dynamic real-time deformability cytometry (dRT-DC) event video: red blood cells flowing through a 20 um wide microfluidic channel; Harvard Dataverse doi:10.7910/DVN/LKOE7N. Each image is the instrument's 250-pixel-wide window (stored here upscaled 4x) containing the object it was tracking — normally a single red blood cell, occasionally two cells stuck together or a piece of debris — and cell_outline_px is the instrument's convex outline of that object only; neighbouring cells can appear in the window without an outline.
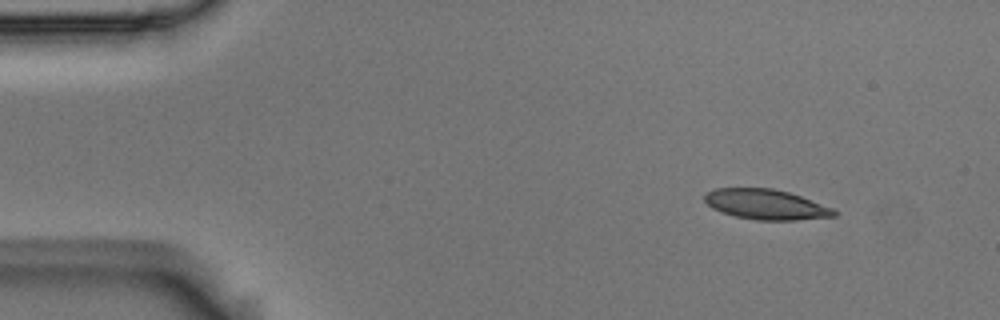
{"species": "Egyptian fruit bat (a non-hibernating species)", "species_latin": "Rousettus aegyptiacus", "temperature_condition": "room temperature", "stored_images_in_passage": 48, "camera_frame_rate_fps": 3000, "um_per_image_px": 0.085, "animal": {"sex": "male"}, "frame": {"image": 1, "passage_image": 1, "time_ms": 0.0, "image_size_px": [1000, 320], "cell_outline_px": [[836, 216], [796, 220], [756, 220], [736, 216], [712, 208], [704, 200], [704, 192], [716, 188], [772, 188], [788, 192], [800, 196], [832, 208], [836, 212]], "centroid_in_image_um": [65.07, 17.37], "position_along_channel_um": 19.9, "area_um2": 22.54}}
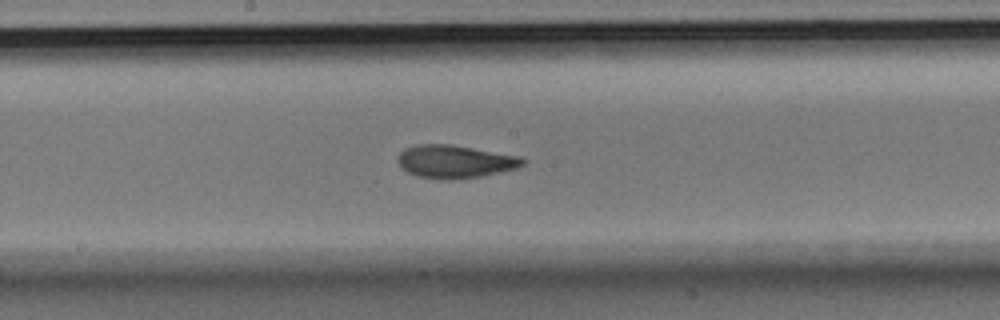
{"frame": {"image": 2, "passage_image": 23, "time_ms": 7.333, "image_size_px": [1000, 320], "cell_outline_px": [[528, 160], [524, 164], [516, 168], [500, 172], [480, 176], [448, 180], [444, 180], [416, 176], [400, 168], [396, 160], [400, 152], [404, 148], [416, 144], [452, 144], [520, 156]], "centroid_in_image_um": [38.64, 13.72], "position_along_channel_um": 209.6, "area_um2": 24.28}}
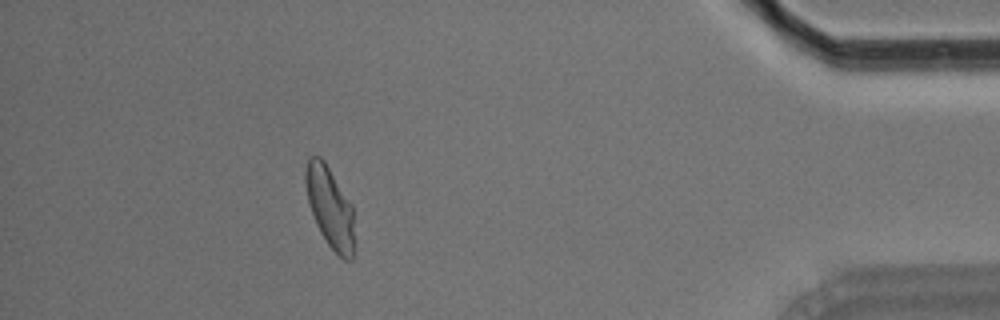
{"frame": {"image": 3, "passage_image": 43, "time_ms": 14.0, "image_size_px": [1000, 320], "cell_outline_px": [[356, 248], [352, 260], [344, 260], [328, 244], [320, 232], [316, 224], [308, 200], [304, 180], [304, 172], [308, 156], [320, 156], [324, 160], [352, 204], [356, 244]], "centroid_in_image_um": [28.08, 17.64], "position_along_channel_um": 407.1, "area_um2": 23.47}, "authors_computed_cell_mechanics": {"area_um2": 23.4957, "velocity_mm_per_s": 3.7263, "shape_relaxation_time_tau1_ms": 4.3664, "shape_relaxation_time_tau2_ms": 1.4058, "deformation_change_tau1": 0.155, "deformation_change_tau2": 0.0752}}